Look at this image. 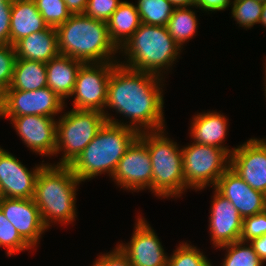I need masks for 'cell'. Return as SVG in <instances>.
Returning <instances> with one entry per match:
<instances>
[{"label": "cell", "instance_id": "10", "mask_svg": "<svg viewBox=\"0 0 266 266\" xmlns=\"http://www.w3.org/2000/svg\"><path fill=\"white\" fill-rule=\"evenodd\" d=\"M64 106V101L48 87L34 91L6 90L1 94L0 117L40 115L54 118Z\"/></svg>", "mask_w": 266, "mask_h": 266}, {"label": "cell", "instance_id": "14", "mask_svg": "<svg viewBox=\"0 0 266 266\" xmlns=\"http://www.w3.org/2000/svg\"><path fill=\"white\" fill-rule=\"evenodd\" d=\"M8 118L23 143L36 154L55 155L57 119L40 115H25Z\"/></svg>", "mask_w": 266, "mask_h": 266}, {"label": "cell", "instance_id": "12", "mask_svg": "<svg viewBox=\"0 0 266 266\" xmlns=\"http://www.w3.org/2000/svg\"><path fill=\"white\" fill-rule=\"evenodd\" d=\"M230 155V168L252 189L266 195V139L251 138Z\"/></svg>", "mask_w": 266, "mask_h": 266}, {"label": "cell", "instance_id": "11", "mask_svg": "<svg viewBox=\"0 0 266 266\" xmlns=\"http://www.w3.org/2000/svg\"><path fill=\"white\" fill-rule=\"evenodd\" d=\"M152 163L147 146L137 138L124 153L113 173L115 183L121 188L152 191Z\"/></svg>", "mask_w": 266, "mask_h": 266}, {"label": "cell", "instance_id": "38", "mask_svg": "<svg viewBox=\"0 0 266 266\" xmlns=\"http://www.w3.org/2000/svg\"><path fill=\"white\" fill-rule=\"evenodd\" d=\"M249 243L253 246L254 251L257 253L259 258L263 262H266V234L252 239Z\"/></svg>", "mask_w": 266, "mask_h": 266}, {"label": "cell", "instance_id": "4", "mask_svg": "<svg viewBox=\"0 0 266 266\" xmlns=\"http://www.w3.org/2000/svg\"><path fill=\"white\" fill-rule=\"evenodd\" d=\"M139 134L137 130L126 125L106 122L70 168L81 182L102 173L112 176L119 160Z\"/></svg>", "mask_w": 266, "mask_h": 266}, {"label": "cell", "instance_id": "13", "mask_svg": "<svg viewBox=\"0 0 266 266\" xmlns=\"http://www.w3.org/2000/svg\"><path fill=\"white\" fill-rule=\"evenodd\" d=\"M136 221L130 242L117 244L119 249L132 266H167L168 255L154 229L142 216Z\"/></svg>", "mask_w": 266, "mask_h": 266}, {"label": "cell", "instance_id": "21", "mask_svg": "<svg viewBox=\"0 0 266 266\" xmlns=\"http://www.w3.org/2000/svg\"><path fill=\"white\" fill-rule=\"evenodd\" d=\"M47 27L34 0H13L10 21V44L12 46L18 40L32 33L43 31Z\"/></svg>", "mask_w": 266, "mask_h": 266}, {"label": "cell", "instance_id": "15", "mask_svg": "<svg viewBox=\"0 0 266 266\" xmlns=\"http://www.w3.org/2000/svg\"><path fill=\"white\" fill-rule=\"evenodd\" d=\"M44 165L41 163L30 171L15 156L0 147V193L2 197L33 198L36 179Z\"/></svg>", "mask_w": 266, "mask_h": 266}, {"label": "cell", "instance_id": "7", "mask_svg": "<svg viewBox=\"0 0 266 266\" xmlns=\"http://www.w3.org/2000/svg\"><path fill=\"white\" fill-rule=\"evenodd\" d=\"M107 122L97 110L71 109L57 121L55 155L63 150L56 165L70 166Z\"/></svg>", "mask_w": 266, "mask_h": 266}, {"label": "cell", "instance_id": "36", "mask_svg": "<svg viewBox=\"0 0 266 266\" xmlns=\"http://www.w3.org/2000/svg\"><path fill=\"white\" fill-rule=\"evenodd\" d=\"M110 253L100 255L91 266H132L118 246Z\"/></svg>", "mask_w": 266, "mask_h": 266}, {"label": "cell", "instance_id": "28", "mask_svg": "<svg viewBox=\"0 0 266 266\" xmlns=\"http://www.w3.org/2000/svg\"><path fill=\"white\" fill-rule=\"evenodd\" d=\"M231 4L232 17L240 27L247 30V28L259 24L263 2L258 0H233Z\"/></svg>", "mask_w": 266, "mask_h": 266}, {"label": "cell", "instance_id": "3", "mask_svg": "<svg viewBox=\"0 0 266 266\" xmlns=\"http://www.w3.org/2000/svg\"><path fill=\"white\" fill-rule=\"evenodd\" d=\"M79 183L81 181L70 166L45 163L42 167L36 179L33 199L47 228L53 222L66 224L75 220Z\"/></svg>", "mask_w": 266, "mask_h": 266}, {"label": "cell", "instance_id": "30", "mask_svg": "<svg viewBox=\"0 0 266 266\" xmlns=\"http://www.w3.org/2000/svg\"><path fill=\"white\" fill-rule=\"evenodd\" d=\"M3 246L7 250V256L15 253L33 249L17 232L16 228L4 216L0 209V247Z\"/></svg>", "mask_w": 266, "mask_h": 266}, {"label": "cell", "instance_id": "39", "mask_svg": "<svg viewBox=\"0 0 266 266\" xmlns=\"http://www.w3.org/2000/svg\"><path fill=\"white\" fill-rule=\"evenodd\" d=\"M88 0H64L71 15L83 14Z\"/></svg>", "mask_w": 266, "mask_h": 266}, {"label": "cell", "instance_id": "9", "mask_svg": "<svg viewBox=\"0 0 266 266\" xmlns=\"http://www.w3.org/2000/svg\"><path fill=\"white\" fill-rule=\"evenodd\" d=\"M118 61L101 63H83L78 70L73 108L79 110H97L105 113L107 88L110 75Z\"/></svg>", "mask_w": 266, "mask_h": 266}, {"label": "cell", "instance_id": "37", "mask_svg": "<svg viewBox=\"0 0 266 266\" xmlns=\"http://www.w3.org/2000/svg\"><path fill=\"white\" fill-rule=\"evenodd\" d=\"M233 1L231 0H197L195 8L202 9L204 11H221L228 8Z\"/></svg>", "mask_w": 266, "mask_h": 266}, {"label": "cell", "instance_id": "32", "mask_svg": "<svg viewBox=\"0 0 266 266\" xmlns=\"http://www.w3.org/2000/svg\"><path fill=\"white\" fill-rule=\"evenodd\" d=\"M15 49L11 44L0 45V93L6 91L13 77Z\"/></svg>", "mask_w": 266, "mask_h": 266}, {"label": "cell", "instance_id": "6", "mask_svg": "<svg viewBox=\"0 0 266 266\" xmlns=\"http://www.w3.org/2000/svg\"><path fill=\"white\" fill-rule=\"evenodd\" d=\"M164 131L141 132L138 138L147 146L151 158L152 193L161 198H176L188 188L183 173L182 149L166 137Z\"/></svg>", "mask_w": 266, "mask_h": 266}, {"label": "cell", "instance_id": "35", "mask_svg": "<svg viewBox=\"0 0 266 266\" xmlns=\"http://www.w3.org/2000/svg\"><path fill=\"white\" fill-rule=\"evenodd\" d=\"M13 0H0V45L10 44V21Z\"/></svg>", "mask_w": 266, "mask_h": 266}, {"label": "cell", "instance_id": "8", "mask_svg": "<svg viewBox=\"0 0 266 266\" xmlns=\"http://www.w3.org/2000/svg\"><path fill=\"white\" fill-rule=\"evenodd\" d=\"M181 149L185 185L196 191L209 185L215 187L230 167V156L216 146L193 142Z\"/></svg>", "mask_w": 266, "mask_h": 266}, {"label": "cell", "instance_id": "5", "mask_svg": "<svg viewBox=\"0 0 266 266\" xmlns=\"http://www.w3.org/2000/svg\"><path fill=\"white\" fill-rule=\"evenodd\" d=\"M180 51L181 48L171 37L166 26L141 23L134 34L119 49V53L128 57H125L126 63L118 60V64L128 69L163 77L162 73H166L165 69H167L166 71L170 69L179 57Z\"/></svg>", "mask_w": 266, "mask_h": 266}, {"label": "cell", "instance_id": "34", "mask_svg": "<svg viewBox=\"0 0 266 266\" xmlns=\"http://www.w3.org/2000/svg\"><path fill=\"white\" fill-rule=\"evenodd\" d=\"M264 234H266V210L243 218L241 241L249 242Z\"/></svg>", "mask_w": 266, "mask_h": 266}, {"label": "cell", "instance_id": "18", "mask_svg": "<svg viewBox=\"0 0 266 266\" xmlns=\"http://www.w3.org/2000/svg\"><path fill=\"white\" fill-rule=\"evenodd\" d=\"M209 212V230L215 247L239 241L242 233L243 218L232 203L215 188Z\"/></svg>", "mask_w": 266, "mask_h": 266}, {"label": "cell", "instance_id": "1", "mask_svg": "<svg viewBox=\"0 0 266 266\" xmlns=\"http://www.w3.org/2000/svg\"><path fill=\"white\" fill-rule=\"evenodd\" d=\"M163 77L117 64L110 75L105 108L130 120L129 124L104 113L107 122L126 125L139 133L164 129ZM163 85V86H162Z\"/></svg>", "mask_w": 266, "mask_h": 266}, {"label": "cell", "instance_id": "42", "mask_svg": "<svg viewBox=\"0 0 266 266\" xmlns=\"http://www.w3.org/2000/svg\"><path fill=\"white\" fill-rule=\"evenodd\" d=\"M265 66H266V63H265ZM265 84H266V70H265ZM264 91H265V97H266V85H265V90Z\"/></svg>", "mask_w": 266, "mask_h": 266}, {"label": "cell", "instance_id": "25", "mask_svg": "<svg viewBox=\"0 0 266 266\" xmlns=\"http://www.w3.org/2000/svg\"><path fill=\"white\" fill-rule=\"evenodd\" d=\"M197 18L195 11L187 8H174L166 25L168 32L182 49L184 43L192 39L197 32Z\"/></svg>", "mask_w": 266, "mask_h": 266}, {"label": "cell", "instance_id": "31", "mask_svg": "<svg viewBox=\"0 0 266 266\" xmlns=\"http://www.w3.org/2000/svg\"><path fill=\"white\" fill-rule=\"evenodd\" d=\"M45 23L50 27L64 24L70 17L64 0H34Z\"/></svg>", "mask_w": 266, "mask_h": 266}, {"label": "cell", "instance_id": "17", "mask_svg": "<svg viewBox=\"0 0 266 266\" xmlns=\"http://www.w3.org/2000/svg\"><path fill=\"white\" fill-rule=\"evenodd\" d=\"M214 188L232 203L242 218L266 210V195L252 189L230 167L219 178Z\"/></svg>", "mask_w": 266, "mask_h": 266}, {"label": "cell", "instance_id": "22", "mask_svg": "<svg viewBox=\"0 0 266 266\" xmlns=\"http://www.w3.org/2000/svg\"><path fill=\"white\" fill-rule=\"evenodd\" d=\"M83 62L59 54L46 63L47 87L63 101L72 95L79 68Z\"/></svg>", "mask_w": 266, "mask_h": 266}, {"label": "cell", "instance_id": "19", "mask_svg": "<svg viewBox=\"0 0 266 266\" xmlns=\"http://www.w3.org/2000/svg\"><path fill=\"white\" fill-rule=\"evenodd\" d=\"M227 126L228 119L217 111L199 113L191 121L190 136L195 143L216 146L230 156L234 149L230 150L223 144L228 132Z\"/></svg>", "mask_w": 266, "mask_h": 266}, {"label": "cell", "instance_id": "20", "mask_svg": "<svg viewBox=\"0 0 266 266\" xmlns=\"http://www.w3.org/2000/svg\"><path fill=\"white\" fill-rule=\"evenodd\" d=\"M13 47L16 59L47 63L60 54L56 28L50 26L18 40Z\"/></svg>", "mask_w": 266, "mask_h": 266}, {"label": "cell", "instance_id": "23", "mask_svg": "<svg viewBox=\"0 0 266 266\" xmlns=\"http://www.w3.org/2000/svg\"><path fill=\"white\" fill-rule=\"evenodd\" d=\"M109 37L120 49L141 25L136 5L123 1L106 22Z\"/></svg>", "mask_w": 266, "mask_h": 266}, {"label": "cell", "instance_id": "2", "mask_svg": "<svg viewBox=\"0 0 266 266\" xmlns=\"http://www.w3.org/2000/svg\"><path fill=\"white\" fill-rule=\"evenodd\" d=\"M56 31L61 55L83 63L117 61L114 55L119 49L111 41L104 21L84 14L71 15L64 24L56 27Z\"/></svg>", "mask_w": 266, "mask_h": 266}, {"label": "cell", "instance_id": "26", "mask_svg": "<svg viewBox=\"0 0 266 266\" xmlns=\"http://www.w3.org/2000/svg\"><path fill=\"white\" fill-rule=\"evenodd\" d=\"M141 23L166 26L174 10L169 0H138L136 4Z\"/></svg>", "mask_w": 266, "mask_h": 266}, {"label": "cell", "instance_id": "27", "mask_svg": "<svg viewBox=\"0 0 266 266\" xmlns=\"http://www.w3.org/2000/svg\"><path fill=\"white\" fill-rule=\"evenodd\" d=\"M248 243L239 240L220 246L219 248H226L227 252L221 266H263L264 262Z\"/></svg>", "mask_w": 266, "mask_h": 266}, {"label": "cell", "instance_id": "40", "mask_svg": "<svg viewBox=\"0 0 266 266\" xmlns=\"http://www.w3.org/2000/svg\"><path fill=\"white\" fill-rule=\"evenodd\" d=\"M174 8L195 7L197 0H169Z\"/></svg>", "mask_w": 266, "mask_h": 266}, {"label": "cell", "instance_id": "24", "mask_svg": "<svg viewBox=\"0 0 266 266\" xmlns=\"http://www.w3.org/2000/svg\"><path fill=\"white\" fill-rule=\"evenodd\" d=\"M43 87H47L46 63L16 59L12 81L7 90L34 91Z\"/></svg>", "mask_w": 266, "mask_h": 266}, {"label": "cell", "instance_id": "33", "mask_svg": "<svg viewBox=\"0 0 266 266\" xmlns=\"http://www.w3.org/2000/svg\"><path fill=\"white\" fill-rule=\"evenodd\" d=\"M122 2V0H88L83 14L107 22Z\"/></svg>", "mask_w": 266, "mask_h": 266}, {"label": "cell", "instance_id": "16", "mask_svg": "<svg viewBox=\"0 0 266 266\" xmlns=\"http://www.w3.org/2000/svg\"><path fill=\"white\" fill-rule=\"evenodd\" d=\"M0 209L4 216L16 228L19 235L35 247L41 235L48 229L41 218L40 210L33 198L15 199L2 197Z\"/></svg>", "mask_w": 266, "mask_h": 266}, {"label": "cell", "instance_id": "41", "mask_svg": "<svg viewBox=\"0 0 266 266\" xmlns=\"http://www.w3.org/2000/svg\"><path fill=\"white\" fill-rule=\"evenodd\" d=\"M259 24L263 25V27L266 28V1L263 2L262 14H261V18H260Z\"/></svg>", "mask_w": 266, "mask_h": 266}, {"label": "cell", "instance_id": "29", "mask_svg": "<svg viewBox=\"0 0 266 266\" xmlns=\"http://www.w3.org/2000/svg\"><path fill=\"white\" fill-rule=\"evenodd\" d=\"M167 266H213L208 258L200 252L194 245L181 243L173 252L172 256H168Z\"/></svg>", "mask_w": 266, "mask_h": 266}]
</instances>
